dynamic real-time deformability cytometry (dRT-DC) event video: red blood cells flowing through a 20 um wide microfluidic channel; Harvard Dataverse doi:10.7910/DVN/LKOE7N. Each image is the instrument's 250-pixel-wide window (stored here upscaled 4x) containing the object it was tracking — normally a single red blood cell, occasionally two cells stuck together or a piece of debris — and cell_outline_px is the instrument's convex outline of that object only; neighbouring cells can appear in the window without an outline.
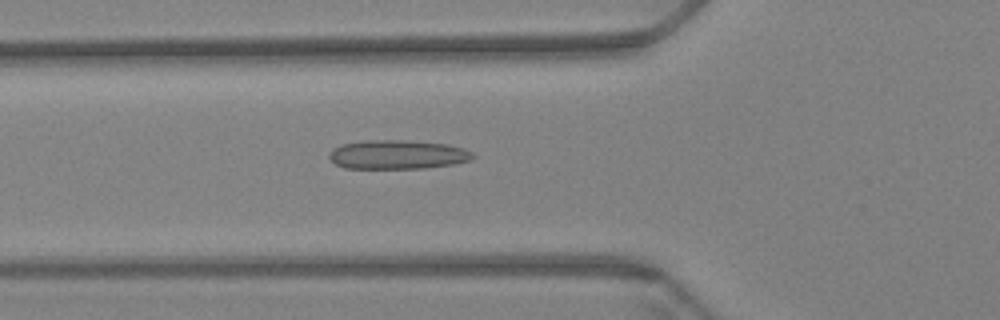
{"species": "Egyptian fruit bat (a non-hibernating species)", "species_latin": "Rousettus aegyptiacus", "temperature_condition": "warm", "stored_images_in_passage": 60, "camera_frame_rate_fps": 3000, "um_per_image_px": 0.085, "animal": {"sex": "female"}, "frame": {"image": 1, "passage_image": 22, "time_ms": 7.0, "image_size_px": [1000, 320], "cell_outline_px": [[476, 156], [472, 160], [456, 164], [424, 168], [344, 168], [336, 164], [328, 156], [328, 152], [332, 148], [340, 144], [364, 140], [404, 140], [448, 144], [464, 148], [472, 152]], "centroid_in_image_um": [33.8, 13.13], "position_along_channel_um": 92.0, "area_um2": 24.62}}
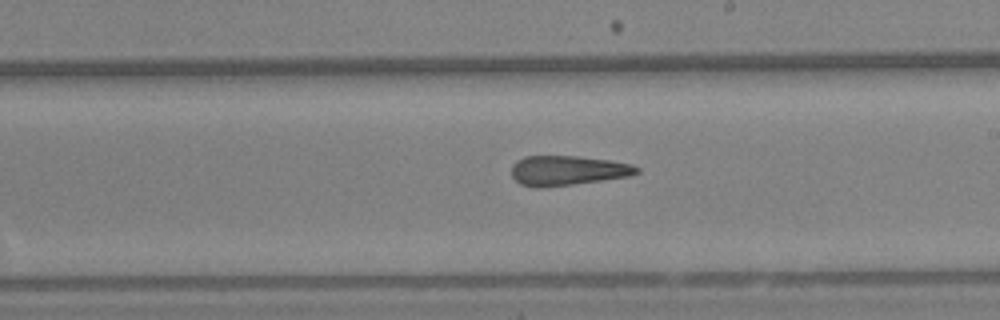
{"frame": {"image": 2, "passage_image": 35, "time_ms": 11.333, "image_size_px": [1000, 320], "cell_outline_px": [[640, 172], [632, 176], [572, 184], [540, 188], [536, 188], [520, 184], [512, 176], [512, 164], [516, 160], [524, 156], [580, 156], [608, 160], [632, 164], [640, 168]], "centroid_in_image_um": [48.25, 14.49], "position_along_channel_um": 240.8, "area_um2": 21.85}}
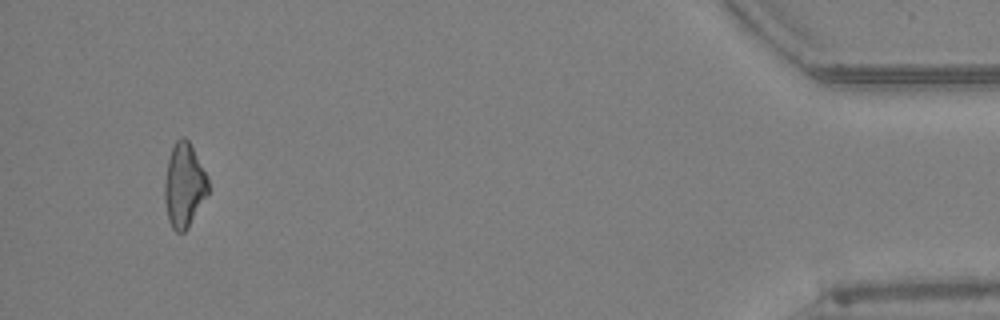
{"frame": {"image": 3, "passage_image": 57, "time_ms": 18.667, "image_size_px": [1000, 320], "cell_outline_px": [[208, 192], [188, 228], [184, 232], [176, 232], [172, 228], [168, 220], [164, 200], [164, 180], [168, 160], [172, 148], [176, 140], [180, 136], [184, 136], [188, 140], [208, 176]], "centroid_in_image_um": [15.63, 15.75], "position_along_channel_um": 419.6, "area_um2": 21.33}, "authors_computed_cell_mechanics": {"area_um2": 22.253, "velocity_mm_per_s": 3.4481, "shape_relaxation_time_tau1_ms": null, "shape_relaxation_time_tau2_ms": 5.3757, "deformation_change_tau1": null, "deformation_change_tau2": 0.1735}}